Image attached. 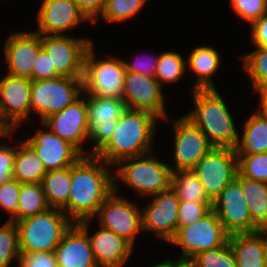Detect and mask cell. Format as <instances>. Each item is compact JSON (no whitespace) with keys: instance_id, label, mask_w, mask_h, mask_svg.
<instances>
[{"instance_id":"33","label":"cell","mask_w":267,"mask_h":267,"mask_svg":"<svg viewBox=\"0 0 267 267\" xmlns=\"http://www.w3.org/2000/svg\"><path fill=\"white\" fill-rule=\"evenodd\" d=\"M20 256L18 228L15 222L7 220L0 226V267H10Z\"/></svg>"},{"instance_id":"47","label":"cell","mask_w":267,"mask_h":267,"mask_svg":"<svg viewBox=\"0 0 267 267\" xmlns=\"http://www.w3.org/2000/svg\"><path fill=\"white\" fill-rule=\"evenodd\" d=\"M254 92L260 97V107L256 111L257 114L267 116V85L265 83L254 86Z\"/></svg>"},{"instance_id":"12","label":"cell","mask_w":267,"mask_h":267,"mask_svg":"<svg viewBox=\"0 0 267 267\" xmlns=\"http://www.w3.org/2000/svg\"><path fill=\"white\" fill-rule=\"evenodd\" d=\"M212 209L229 235L254 233L259 230L252 223L246 198L236 178L214 199Z\"/></svg>"},{"instance_id":"23","label":"cell","mask_w":267,"mask_h":267,"mask_svg":"<svg viewBox=\"0 0 267 267\" xmlns=\"http://www.w3.org/2000/svg\"><path fill=\"white\" fill-rule=\"evenodd\" d=\"M58 267H97L88 234L74 223L55 251Z\"/></svg>"},{"instance_id":"4","label":"cell","mask_w":267,"mask_h":267,"mask_svg":"<svg viewBox=\"0 0 267 267\" xmlns=\"http://www.w3.org/2000/svg\"><path fill=\"white\" fill-rule=\"evenodd\" d=\"M21 254L54 252L74 222L58 208H49L34 216L15 222Z\"/></svg>"},{"instance_id":"5","label":"cell","mask_w":267,"mask_h":267,"mask_svg":"<svg viewBox=\"0 0 267 267\" xmlns=\"http://www.w3.org/2000/svg\"><path fill=\"white\" fill-rule=\"evenodd\" d=\"M152 153L120 160L113 166L117 168L114 182H117V178H119L144 197L153 196L169 189L172 166L159 161L157 157L154 158L155 156H151Z\"/></svg>"},{"instance_id":"39","label":"cell","mask_w":267,"mask_h":267,"mask_svg":"<svg viewBox=\"0 0 267 267\" xmlns=\"http://www.w3.org/2000/svg\"><path fill=\"white\" fill-rule=\"evenodd\" d=\"M20 193V183L14 178L0 185V209L10 215L8 221L16 222V212Z\"/></svg>"},{"instance_id":"11","label":"cell","mask_w":267,"mask_h":267,"mask_svg":"<svg viewBox=\"0 0 267 267\" xmlns=\"http://www.w3.org/2000/svg\"><path fill=\"white\" fill-rule=\"evenodd\" d=\"M42 48L59 76L83 77L84 60L93 41L69 35H41Z\"/></svg>"},{"instance_id":"32","label":"cell","mask_w":267,"mask_h":267,"mask_svg":"<svg viewBox=\"0 0 267 267\" xmlns=\"http://www.w3.org/2000/svg\"><path fill=\"white\" fill-rule=\"evenodd\" d=\"M176 52L167 51L159 55L155 78L163 87L164 83H177L186 73V59Z\"/></svg>"},{"instance_id":"40","label":"cell","mask_w":267,"mask_h":267,"mask_svg":"<svg viewBox=\"0 0 267 267\" xmlns=\"http://www.w3.org/2000/svg\"><path fill=\"white\" fill-rule=\"evenodd\" d=\"M230 3L236 15L250 24L267 14L266 0H230Z\"/></svg>"},{"instance_id":"3","label":"cell","mask_w":267,"mask_h":267,"mask_svg":"<svg viewBox=\"0 0 267 267\" xmlns=\"http://www.w3.org/2000/svg\"><path fill=\"white\" fill-rule=\"evenodd\" d=\"M191 90L195 108L185 115L204 132L213 147L235 149L240 136L221 93L217 88Z\"/></svg>"},{"instance_id":"46","label":"cell","mask_w":267,"mask_h":267,"mask_svg":"<svg viewBox=\"0 0 267 267\" xmlns=\"http://www.w3.org/2000/svg\"><path fill=\"white\" fill-rule=\"evenodd\" d=\"M251 40L257 48L267 50V14L251 23Z\"/></svg>"},{"instance_id":"7","label":"cell","mask_w":267,"mask_h":267,"mask_svg":"<svg viewBox=\"0 0 267 267\" xmlns=\"http://www.w3.org/2000/svg\"><path fill=\"white\" fill-rule=\"evenodd\" d=\"M94 43L88 48L83 70V93L122 99L124 90V60L108 55L96 60Z\"/></svg>"},{"instance_id":"27","label":"cell","mask_w":267,"mask_h":267,"mask_svg":"<svg viewBox=\"0 0 267 267\" xmlns=\"http://www.w3.org/2000/svg\"><path fill=\"white\" fill-rule=\"evenodd\" d=\"M236 179L241 184L252 223L258 229H267V183L250 180L242 177L239 173Z\"/></svg>"},{"instance_id":"14","label":"cell","mask_w":267,"mask_h":267,"mask_svg":"<svg viewBox=\"0 0 267 267\" xmlns=\"http://www.w3.org/2000/svg\"><path fill=\"white\" fill-rule=\"evenodd\" d=\"M30 93L29 78L6 74L0 80V122L9 131L16 130L25 120L30 122Z\"/></svg>"},{"instance_id":"15","label":"cell","mask_w":267,"mask_h":267,"mask_svg":"<svg viewBox=\"0 0 267 267\" xmlns=\"http://www.w3.org/2000/svg\"><path fill=\"white\" fill-rule=\"evenodd\" d=\"M84 95L87 96L88 139L95 144L89 155H95L112 136L117 120L126 110V106L122 99Z\"/></svg>"},{"instance_id":"28","label":"cell","mask_w":267,"mask_h":267,"mask_svg":"<svg viewBox=\"0 0 267 267\" xmlns=\"http://www.w3.org/2000/svg\"><path fill=\"white\" fill-rule=\"evenodd\" d=\"M243 133L236 154H257L267 152V116L253 112L244 122Z\"/></svg>"},{"instance_id":"10","label":"cell","mask_w":267,"mask_h":267,"mask_svg":"<svg viewBox=\"0 0 267 267\" xmlns=\"http://www.w3.org/2000/svg\"><path fill=\"white\" fill-rule=\"evenodd\" d=\"M192 170L205 188L207 196L214 201L238 174L236 151L228 147H212Z\"/></svg>"},{"instance_id":"24","label":"cell","mask_w":267,"mask_h":267,"mask_svg":"<svg viewBox=\"0 0 267 267\" xmlns=\"http://www.w3.org/2000/svg\"><path fill=\"white\" fill-rule=\"evenodd\" d=\"M189 59L186 61V66L190 68L196 76L195 84L192 89H209L216 88L213 82L212 75L219 69L220 56L218 51L210 46H199L194 48Z\"/></svg>"},{"instance_id":"26","label":"cell","mask_w":267,"mask_h":267,"mask_svg":"<svg viewBox=\"0 0 267 267\" xmlns=\"http://www.w3.org/2000/svg\"><path fill=\"white\" fill-rule=\"evenodd\" d=\"M20 142L16 146L12 178L19 183H41L47 173L43 162L24 139Z\"/></svg>"},{"instance_id":"21","label":"cell","mask_w":267,"mask_h":267,"mask_svg":"<svg viewBox=\"0 0 267 267\" xmlns=\"http://www.w3.org/2000/svg\"><path fill=\"white\" fill-rule=\"evenodd\" d=\"M42 48L41 35L37 32H12L5 42L4 56L7 74L30 78L39 50Z\"/></svg>"},{"instance_id":"30","label":"cell","mask_w":267,"mask_h":267,"mask_svg":"<svg viewBox=\"0 0 267 267\" xmlns=\"http://www.w3.org/2000/svg\"><path fill=\"white\" fill-rule=\"evenodd\" d=\"M171 188L180 201L206 202L212 208V200L193 170L173 171Z\"/></svg>"},{"instance_id":"25","label":"cell","mask_w":267,"mask_h":267,"mask_svg":"<svg viewBox=\"0 0 267 267\" xmlns=\"http://www.w3.org/2000/svg\"><path fill=\"white\" fill-rule=\"evenodd\" d=\"M237 267H265L262 229L254 233L229 235Z\"/></svg>"},{"instance_id":"35","label":"cell","mask_w":267,"mask_h":267,"mask_svg":"<svg viewBox=\"0 0 267 267\" xmlns=\"http://www.w3.org/2000/svg\"><path fill=\"white\" fill-rule=\"evenodd\" d=\"M236 155L238 173L242 177L267 183V152Z\"/></svg>"},{"instance_id":"2","label":"cell","mask_w":267,"mask_h":267,"mask_svg":"<svg viewBox=\"0 0 267 267\" xmlns=\"http://www.w3.org/2000/svg\"><path fill=\"white\" fill-rule=\"evenodd\" d=\"M160 119L147 111L127 109L117 120L108 142L95 154L114 166L120 160L153 152V138Z\"/></svg>"},{"instance_id":"45","label":"cell","mask_w":267,"mask_h":267,"mask_svg":"<svg viewBox=\"0 0 267 267\" xmlns=\"http://www.w3.org/2000/svg\"><path fill=\"white\" fill-rule=\"evenodd\" d=\"M78 9L90 20L93 24L97 23L101 16L106 0H73Z\"/></svg>"},{"instance_id":"29","label":"cell","mask_w":267,"mask_h":267,"mask_svg":"<svg viewBox=\"0 0 267 267\" xmlns=\"http://www.w3.org/2000/svg\"><path fill=\"white\" fill-rule=\"evenodd\" d=\"M41 184L49 206L62 209L69 200L71 166L61 170L47 171Z\"/></svg>"},{"instance_id":"17","label":"cell","mask_w":267,"mask_h":267,"mask_svg":"<svg viewBox=\"0 0 267 267\" xmlns=\"http://www.w3.org/2000/svg\"><path fill=\"white\" fill-rule=\"evenodd\" d=\"M42 128H47L61 139L75 146L83 155H89L84 151L82 144L88 140V110L87 97L76 99L63 110L46 118Z\"/></svg>"},{"instance_id":"31","label":"cell","mask_w":267,"mask_h":267,"mask_svg":"<svg viewBox=\"0 0 267 267\" xmlns=\"http://www.w3.org/2000/svg\"><path fill=\"white\" fill-rule=\"evenodd\" d=\"M51 208L41 183H20L16 222Z\"/></svg>"},{"instance_id":"41","label":"cell","mask_w":267,"mask_h":267,"mask_svg":"<svg viewBox=\"0 0 267 267\" xmlns=\"http://www.w3.org/2000/svg\"><path fill=\"white\" fill-rule=\"evenodd\" d=\"M18 267H58L54 252L21 254Z\"/></svg>"},{"instance_id":"50","label":"cell","mask_w":267,"mask_h":267,"mask_svg":"<svg viewBox=\"0 0 267 267\" xmlns=\"http://www.w3.org/2000/svg\"><path fill=\"white\" fill-rule=\"evenodd\" d=\"M12 132L14 131H9L1 122H0V138L2 137H9L12 136Z\"/></svg>"},{"instance_id":"6","label":"cell","mask_w":267,"mask_h":267,"mask_svg":"<svg viewBox=\"0 0 267 267\" xmlns=\"http://www.w3.org/2000/svg\"><path fill=\"white\" fill-rule=\"evenodd\" d=\"M83 77L59 76L31 81V113L46 118L63 110L83 94Z\"/></svg>"},{"instance_id":"16","label":"cell","mask_w":267,"mask_h":267,"mask_svg":"<svg viewBox=\"0 0 267 267\" xmlns=\"http://www.w3.org/2000/svg\"><path fill=\"white\" fill-rule=\"evenodd\" d=\"M122 100L127 109L147 111L168 120L162 86L151 76L125 71Z\"/></svg>"},{"instance_id":"51","label":"cell","mask_w":267,"mask_h":267,"mask_svg":"<svg viewBox=\"0 0 267 267\" xmlns=\"http://www.w3.org/2000/svg\"><path fill=\"white\" fill-rule=\"evenodd\" d=\"M151 267H172V259H165L164 261H161L160 263H157L154 266Z\"/></svg>"},{"instance_id":"8","label":"cell","mask_w":267,"mask_h":267,"mask_svg":"<svg viewBox=\"0 0 267 267\" xmlns=\"http://www.w3.org/2000/svg\"><path fill=\"white\" fill-rule=\"evenodd\" d=\"M228 241L229 234L211 209L200 220L180 228L169 243L182 248L180 257L193 258L200 252L219 248Z\"/></svg>"},{"instance_id":"43","label":"cell","mask_w":267,"mask_h":267,"mask_svg":"<svg viewBox=\"0 0 267 267\" xmlns=\"http://www.w3.org/2000/svg\"><path fill=\"white\" fill-rule=\"evenodd\" d=\"M16 147L0 142V185L12 178Z\"/></svg>"},{"instance_id":"42","label":"cell","mask_w":267,"mask_h":267,"mask_svg":"<svg viewBox=\"0 0 267 267\" xmlns=\"http://www.w3.org/2000/svg\"><path fill=\"white\" fill-rule=\"evenodd\" d=\"M59 77L54 68H51L50 58L46 51L41 48L33 65L32 75L29 78L31 81L44 80L49 78Z\"/></svg>"},{"instance_id":"37","label":"cell","mask_w":267,"mask_h":267,"mask_svg":"<svg viewBox=\"0 0 267 267\" xmlns=\"http://www.w3.org/2000/svg\"><path fill=\"white\" fill-rule=\"evenodd\" d=\"M251 53L242 56L244 71L253 83V87L267 80V50L254 47Z\"/></svg>"},{"instance_id":"36","label":"cell","mask_w":267,"mask_h":267,"mask_svg":"<svg viewBox=\"0 0 267 267\" xmlns=\"http://www.w3.org/2000/svg\"><path fill=\"white\" fill-rule=\"evenodd\" d=\"M193 259L197 267H237L229 241L219 248L200 252Z\"/></svg>"},{"instance_id":"19","label":"cell","mask_w":267,"mask_h":267,"mask_svg":"<svg viewBox=\"0 0 267 267\" xmlns=\"http://www.w3.org/2000/svg\"><path fill=\"white\" fill-rule=\"evenodd\" d=\"M46 130L40 128L34 136L25 140L35 150L46 171L70 167L83 156L71 143Z\"/></svg>"},{"instance_id":"9","label":"cell","mask_w":267,"mask_h":267,"mask_svg":"<svg viewBox=\"0 0 267 267\" xmlns=\"http://www.w3.org/2000/svg\"><path fill=\"white\" fill-rule=\"evenodd\" d=\"M118 184L114 182L113 193L102 203L95 216L99 225L124 238L133 247L136 236L142 231V209L136 203L118 195Z\"/></svg>"},{"instance_id":"44","label":"cell","mask_w":267,"mask_h":267,"mask_svg":"<svg viewBox=\"0 0 267 267\" xmlns=\"http://www.w3.org/2000/svg\"><path fill=\"white\" fill-rule=\"evenodd\" d=\"M150 58L148 57V60H146L147 58L145 59L144 56H139L135 59V61H132L131 63L124 60L125 69L126 71L155 78V71L158 64L159 56H157L156 58Z\"/></svg>"},{"instance_id":"34","label":"cell","mask_w":267,"mask_h":267,"mask_svg":"<svg viewBox=\"0 0 267 267\" xmlns=\"http://www.w3.org/2000/svg\"><path fill=\"white\" fill-rule=\"evenodd\" d=\"M148 0H106L101 18L105 22H122L136 15Z\"/></svg>"},{"instance_id":"18","label":"cell","mask_w":267,"mask_h":267,"mask_svg":"<svg viewBox=\"0 0 267 267\" xmlns=\"http://www.w3.org/2000/svg\"><path fill=\"white\" fill-rule=\"evenodd\" d=\"M149 197L152 198V202L141 208L142 231L156 233L157 238L169 243L177 233L180 200L171 187Z\"/></svg>"},{"instance_id":"48","label":"cell","mask_w":267,"mask_h":267,"mask_svg":"<svg viewBox=\"0 0 267 267\" xmlns=\"http://www.w3.org/2000/svg\"><path fill=\"white\" fill-rule=\"evenodd\" d=\"M178 258L176 260L172 259V267H197L195 260L193 258H188V257H178Z\"/></svg>"},{"instance_id":"1","label":"cell","mask_w":267,"mask_h":267,"mask_svg":"<svg viewBox=\"0 0 267 267\" xmlns=\"http://www.w3.org/2000/svg\"><path fill=\"white\" fill-rule=\"evenodd\" d=\"M111 167L95 155H83L71 165L69 200L61 210L74 223L96 219L98 209L114 191Z\"/></svg>"},{"instance_id":"13","label":"cell","mask_w":267,"mask_h":267,"mask_svg":"<svg viewBox=\"0 0 267 267\" xmlns=\"http://www.w3.org/2000/svg\"><path fill=\"white\" fill-rule=\"evenodd\" d=\"M174 135V168L171 170H192L199 160L213 147L204 132L186 115L175 118Z\"/></svg>"},{"instance_id":"20","label":"cell","mask_w":267,"mask_h":267,"mask_svg":"<svg viewBox=\"0 0 267 267\" xmlns=\"http://www.w3.org/2000/svg\"><path fill=\"white\" fill-rule=\"evenodd\" d=\"M40 35H66L65 31L89 21L73 0H43L37 12Z\"/></svg>"},{"instance_id":"22","label":"cell","mask_w":267,"mask_h":267,"mask_svg":"<svg viewBox=\"0 0 267 267\" xmlns=\"http://www.w3.org/2000/svg\"><path fill=\"white\" fill-rule=\"evenodd\" d=\"M92 219L77 223L87 234L91 242L97 267H123L130 258L133 246L113 231L101 226L89 235V225Z\"/></svg>"},{"instance_id":"49","label":"cell","mask_w":267,"mask_h":267,"mask_svg":"<svg viewBox=\"0 0 267 267\" xmlns=\"http://www.w3.org/2000/svg\"><path fill=\"white\" fill-rule=\"evenodd\" d=\"M262 242H263L264 266L267 267V229H262Z\"/></svg>"},{"instance_id":"38","label":"cell","mask_w":267,"mask_h":267,"mask_svg":"<svg viewBox=\"0 0 267 267\" xmlns=\"http://www.w3.org/2000/svg\"><path fill=\"white\" fill-rule=\"evenodd\" d=\"M211 209L206 202L180 201L177 215V231L200 220Z\"/></svg>"}]
</instances>
